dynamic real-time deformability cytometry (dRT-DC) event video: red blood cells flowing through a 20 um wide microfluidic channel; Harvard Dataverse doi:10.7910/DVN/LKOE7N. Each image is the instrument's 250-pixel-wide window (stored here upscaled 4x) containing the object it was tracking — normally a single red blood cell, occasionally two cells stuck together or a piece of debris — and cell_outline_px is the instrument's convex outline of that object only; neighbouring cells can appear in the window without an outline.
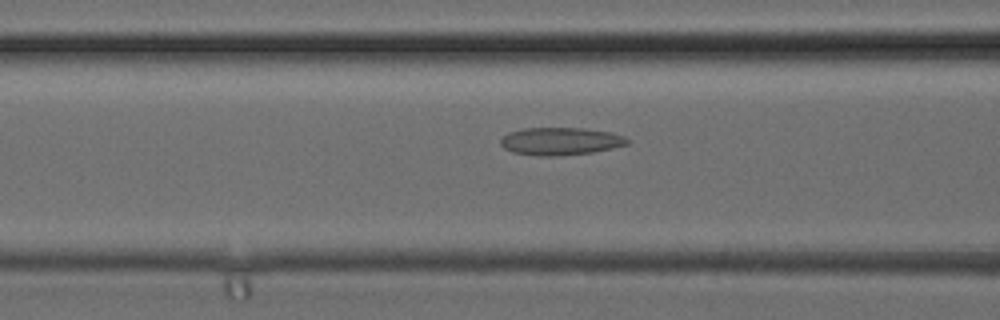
{"species": "common noctule bat (a hibernating species)", "species_latin": "Nyctalus noctula", "temperature_condition": "cold", "stored_images_in_passage": 37, "camera_frame_rate_fps": 3000, "um_per_image_px": 0.085, "animal": {"sex": "female", "body_mass_g": 24.6, "forearm_length_mm": 56.2}, "frame": {"image": 1, "passage_image": 15, "time_ms": 4.667, "image_size_px": [1000, 320], "cell_outline_px": [[628, 144], [612, 148], [592, 152], [560, 156], [536, 156], [512, 152], [504, 148], [500, 144], [500, 140], [508, 132], [524, 128], [584, 128], [612, 132], [624, 136], [628, 140]], "centroid_in_image_um": [47.62, 12.01], "position_along_channel_um": 119.0, "area_um2": 20.52}}
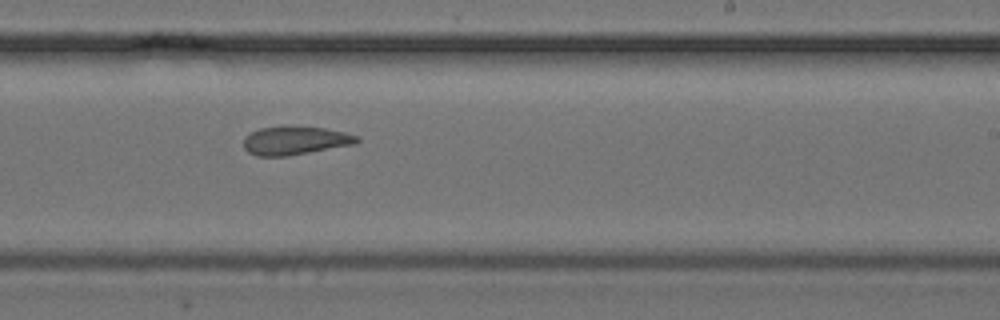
{"frame": {"image": 2, "passage_image": 23, "time_ms": 7.333, "image_size_px": [1000, 320], "cell_outline_px": [[360, 140], [356, 144], [288, 156], [256, 156], [248, 152], [244, 148], [244, 136], [260, 128], [324, 128], [344, 132], [360, 136]], "centroid_in_image_um": [25.11, 11.98], "position_along_channel_um": 263.9, "area_um2": 18.38}}
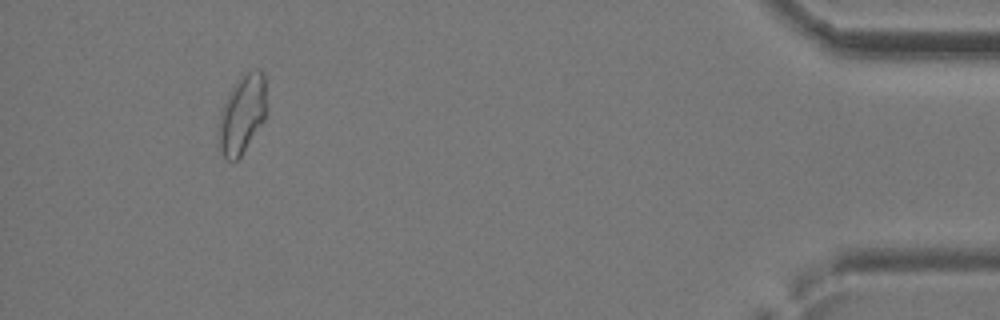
{"frame": {"image": 3, "passage_image": 35, "time_ms": 11.333, "image_size_px": [1000, 320], "cell_outline_px": [[268, 112], [264, 120], [240, 156], [236, 160], [224, 160], [216, 136], [216, 132], [220, 112], [228, 92], [236, 80], [240, 76], [256, 68], [260, 68], [264, 72], [268, 104]], "centroid_in_image_um": [20.59, 9.67], "position_along_channel_um": 414.6, "area_um2": 22.77}}